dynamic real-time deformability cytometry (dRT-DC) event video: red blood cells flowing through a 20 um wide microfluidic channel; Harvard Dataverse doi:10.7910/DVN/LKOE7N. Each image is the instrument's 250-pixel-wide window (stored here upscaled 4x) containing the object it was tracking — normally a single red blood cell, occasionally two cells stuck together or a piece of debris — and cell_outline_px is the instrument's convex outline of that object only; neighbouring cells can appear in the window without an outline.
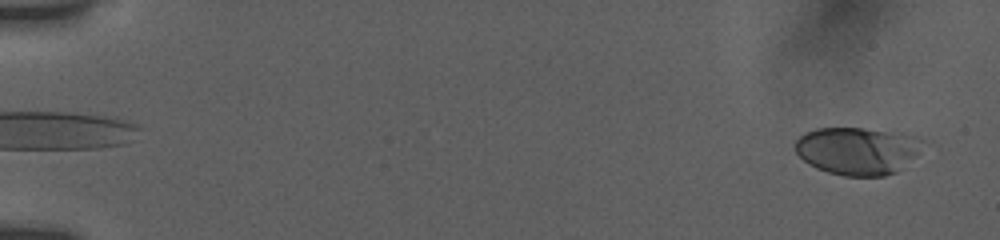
{"species": "human", "species_latin": "Homo sapiens", "temperature_condition": "room temperature", "stored_images_in_passage": 54, "camera_frame_rate_fps": 3000, "um_per_image_px": 0.085, "donor": {"sex": "female"}, "frame": {"image": 1, "passage_image": 2, "time_ms": 0.333, "image_size_px": [1000, 240], "cell_outline_px": [[924, 140], [920, 152], [896, 172], [884, 176], [844, 176], [828, 172], [816, 168], [808, 164], [796, 152], [792, 144], [804, 132], [816, 128], [864, 128], [900, 132], [916, 136]], "centroid_in_image_um": [72.87, 12.8], "position_along_channel_um": 12.1, "area_um2": 35.78}}
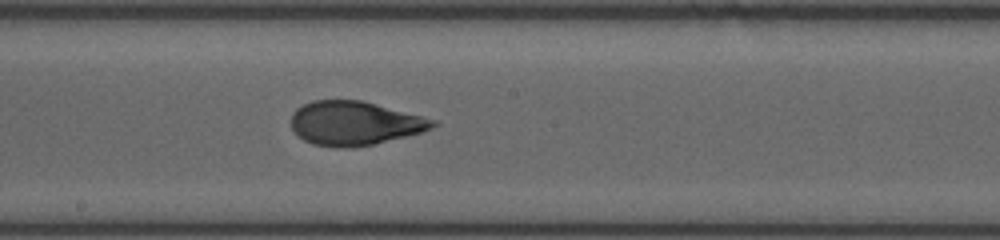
{"frame": {"image": 2, "passage_image": 31, "time_ms": 10.0, "image_size_px": [1000, 240], "cell_outline_px": [[440, 124], [432, 128], [420, 132], [372, 144], [312, 144], [304, 140], [292, 128], [292, 112], [296, 108], [312, 100], [360, 100], [436, 120]], "centroid_in_image_um": [30.14, 10.42], "position_along_channel_um": 218.1, "area_um2": 34.85}}
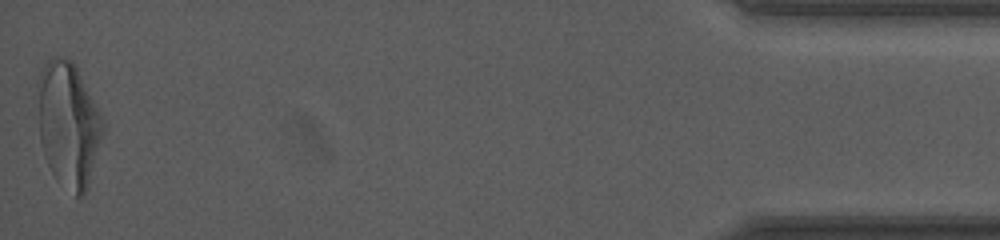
{"frame": {"image": 3, "passage_image": 54, "time_ms": 17.667, "image_size_px": [1000, 240], "cell_outline_px": [[108, 128], [88, 184], [84, 192], [80, 196], [76, 196], [52, 172], [44, 156], [40, 140], [40, 72], [44, 64], [52, 56], [60, 56], [72, 60], [76, 64]], "centroid_in_image_um": [5.89, 10.54], "position_along_channel_um": 429.3, "area_um2": 47.22}, "authors_computed_cell_mechanics": {"area_um2": 35.9227, "velocity_mm_per_s": 3.8276, "shape_relaxation_time_tau1_ms": 6.039, "shape_relaxation_time_tau2_ms": 0.8966, "deformation_change_tau1": 0.2155, "deformation_change_tau2": 0.0693}}